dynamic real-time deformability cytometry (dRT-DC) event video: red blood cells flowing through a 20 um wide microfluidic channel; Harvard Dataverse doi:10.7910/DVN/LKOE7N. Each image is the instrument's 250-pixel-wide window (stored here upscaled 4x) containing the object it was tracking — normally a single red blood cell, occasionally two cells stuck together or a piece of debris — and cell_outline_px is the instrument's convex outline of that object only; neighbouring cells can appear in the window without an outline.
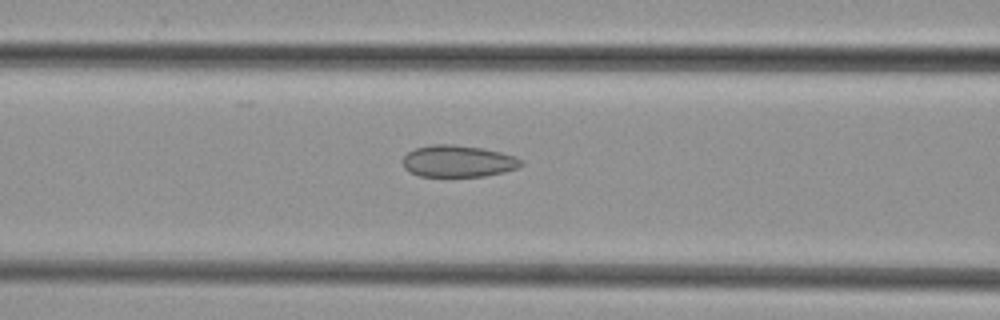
{"species": "common noctule bat (a hibernating species)", "species_latin": "Nyctalus noctula", "temperature_condition": "cold", "stored_images_in_passage": 27, "camera_frame_rate_fps": 3000, "um_per_image_px": 0.085, "animal": {"sex": "female", "body_mass_g": 29.2, "forearm_length_mm": 56.3}, "frame": {"image": 1, "passage_image": 7, "time_ms": 2.0, "image_size_px": [1000, 320], "cell_outline_px": [[524, 164], [520, 168], [504, 172], [484, 176], [420, 176], [408, 172], [404, 168], [404, 156], [408, 152], [416, 148], [432, 144], [452, 144], [484, 148], [516, 156], [524, 160]], "centroid_in_image_um": [38.99, 13.7], "position_along_channel_um": 127.6, "area_um2": 22.14}}
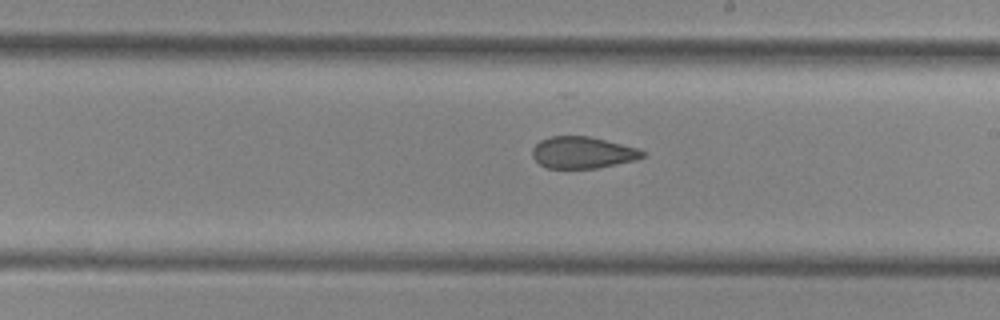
{"frame": {"image": 2, "passage_image": 15, "time_ms": 4.667, "image_size_px": [1000, 320], "cell_outline_px": [[644, 156], [636, 160], [596, 168], [548, 168], [540, 164], [532, 156], [532, 148], [540, 140], [552, 136], [588, 136], [636, 148], [644, 152]], "centroid_in_image_um": [49.48, 12.97], "position_along_channel_um": 239.5, "area_um2": 20.06}}
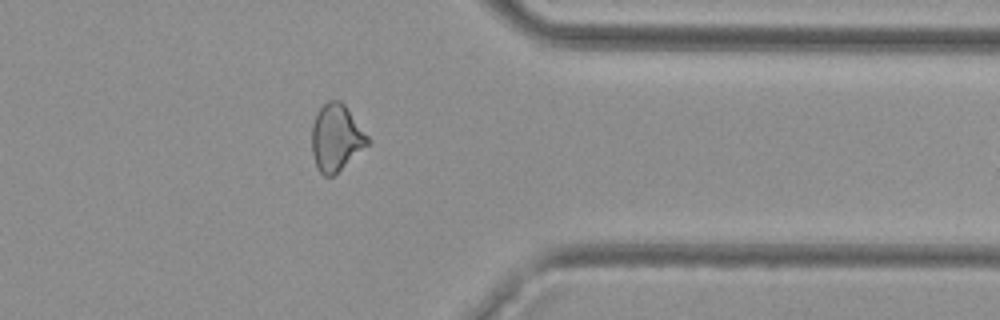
{"frame": {"image": 3, "passage_image": 26, "time_ms": 8.333, "image_size_px": [1000, 320], "cell_outline_px": [[372, 140], [368, 144], [332, 176], [324, 176], [320, 172], [316, 164], [312, 152], [312, 124], [316, 112], [328, 100], [340, 100], [344, 104]], "centroid_in_image_um": [28.57, 11.67], "position_along_channel_um": 382.8, "area_um2": 21.44}}